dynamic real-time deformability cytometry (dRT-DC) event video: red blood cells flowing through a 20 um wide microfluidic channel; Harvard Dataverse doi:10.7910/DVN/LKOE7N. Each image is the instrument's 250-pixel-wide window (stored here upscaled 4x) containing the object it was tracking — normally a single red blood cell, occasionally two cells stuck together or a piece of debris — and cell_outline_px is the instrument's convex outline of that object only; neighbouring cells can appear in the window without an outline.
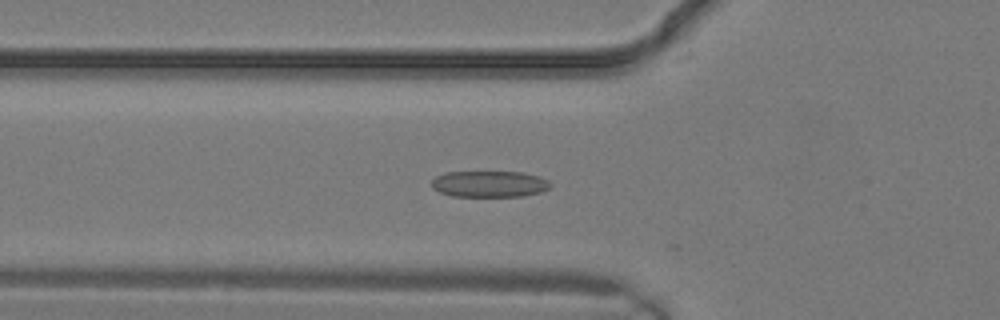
{"species": "common noctule bat (a hibernating species)", "species_latin": "Nyctalus noctula", "temperature_condition": "warm", "stored_images_in_passage": 14, "camera_frame_rate_fps": 3000, "um_per_image_px": 0.085, "animal": {"sex": "male", "body_mass_g": 19.2, "forearm_length_mm": 51.8}, "frame": {"image": 1, "passage_image": 9, "time_ms": 2.667, "image_size_px": [1000, 320], "cell_outline_px": [[552, 188], [540, 192], [520, 196], [452, 196], [440, 192], [432, 188], [432, 180], [436, 176], [444, 172], [524, 172], [540, 176], [548, 180], [552, 184]], "centroid_in_image_um": [41.63, 15.63], "position_along_channel_um": 84.2, "area_um2": 18.32}}
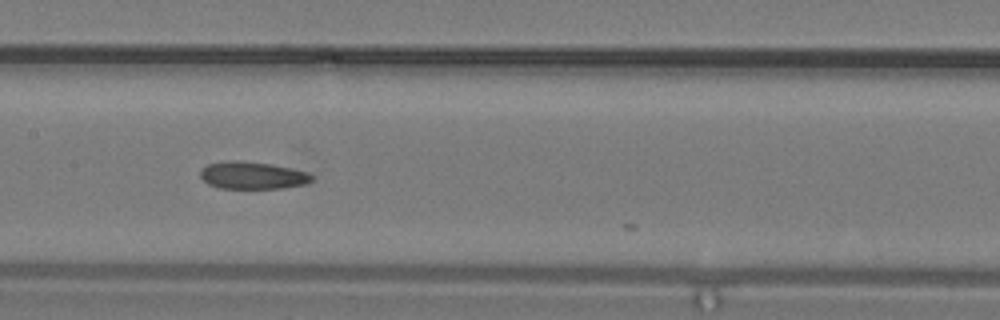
{"frame": {"image": 2, "passage_image": 13, "time_ms": 4.0, "image_size_px": [1000, 320], "cell_outline_px": [[312, 180], [304, 184], [284, 188], [220, 188], [208, 184], [200, 176], [200, 172], [208, 164], [228, 160], [236, 160], [268, 164], [308, 172], [312, 176]], "centroid_in_image_um": [21.44, 14.91], "position_along_channel_um": 186.0, "area_um2": 17.46}}